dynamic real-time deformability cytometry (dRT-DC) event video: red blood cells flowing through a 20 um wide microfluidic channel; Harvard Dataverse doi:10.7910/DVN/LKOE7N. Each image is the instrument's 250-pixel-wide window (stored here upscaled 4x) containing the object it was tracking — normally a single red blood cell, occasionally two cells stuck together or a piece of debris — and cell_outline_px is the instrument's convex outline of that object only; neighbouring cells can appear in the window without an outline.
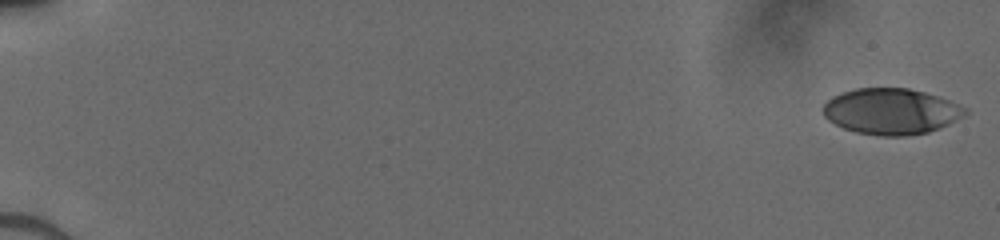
{"species": "human", "species_latin": "Homo sapiens", "temperature_condition": "cold", "stored_images_in_passage": 51, "camera_frame_rate_fps": 3000, "um_per_image_px": 0.085, "donor": {"sex": "male"}, "frame": {"image": 1, "passage_image": 1, "time_ms": 0.0, "image_size_px": [1000, 240], "cell_outline_px": [[968, 112], [964, 116], [948, 124], [928, 132], [904, 136], [880, 136], [856, 132], [844, 128], [828, 120], [824, 116], [824, 104], [832, 96], [856, 88], [908, 88], [924, 92], [948, 100], [968, 108]], "centroid_in_image_um": [75.75, 9.47], "position_along_channel_um": 9.2, "area_um2": 37.86}}
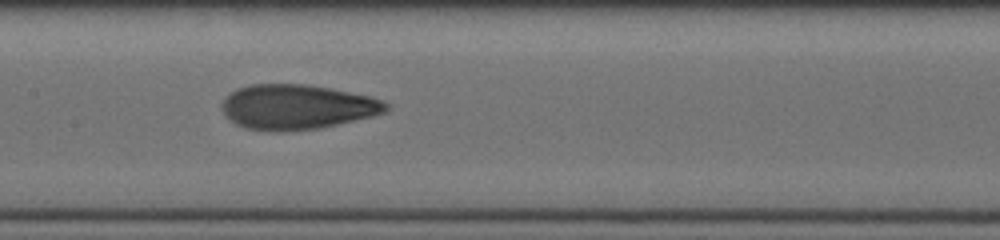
{"frame": {"image": 2, "passage_image": 28, "time_ms": 9.0, "image_size_px": [1000, 240], "cell_outline_px": [[392, 104], [384, 112], [372, 116], [356, 120], [320, 128], [244, 128], [228, 120], [220, 108], [220, 104], [236, 88], [248, 84], [308, 84], [368, 96], [384, 100]], "centroid_in_image_um": [25.25, 9.04], "position_along_channel_um": 182.2, "area_um2": 42.02}}
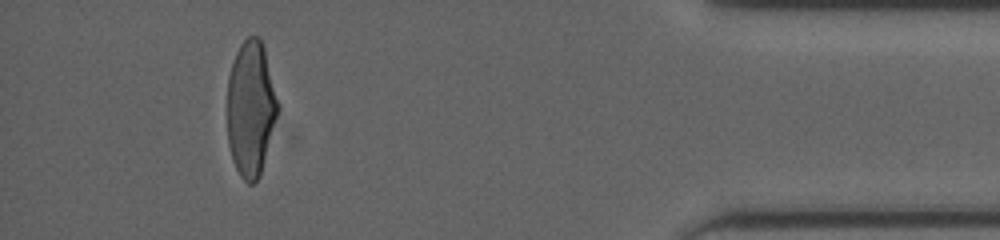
{"frame": {"image": 3, "passage_image": 48, "time_ms": 15.667, "image_size_px": [1000, 240], "cell_outline_px": [[280, 108], [260, 176], [252, 184], [248, 184], [240, 176], [232, 160], [228, 144], [228, 76], [232, 60], [240, 44], [248, 36], [260, 36], [264, 48], [280, 104]], "centroid_in_image_um": [21.33, 9.22], "position_along_channel_um": 413.9, "area_um2": 40.34}}